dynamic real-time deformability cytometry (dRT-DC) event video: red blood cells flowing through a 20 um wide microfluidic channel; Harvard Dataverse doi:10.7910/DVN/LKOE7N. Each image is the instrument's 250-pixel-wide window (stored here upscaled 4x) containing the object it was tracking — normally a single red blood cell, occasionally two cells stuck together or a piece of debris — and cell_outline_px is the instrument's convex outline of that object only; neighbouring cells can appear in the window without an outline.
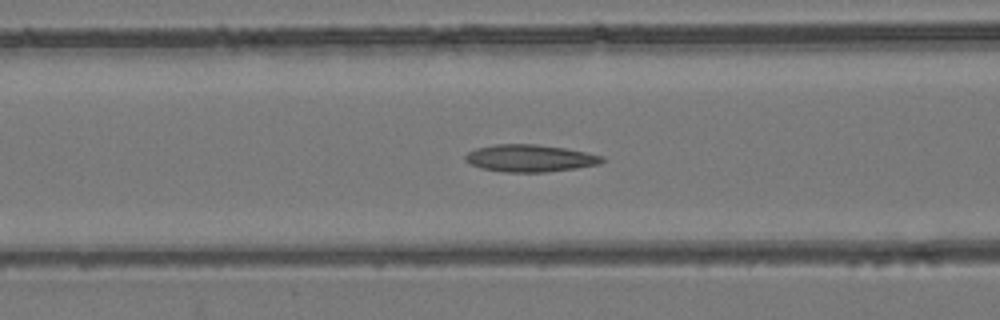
{"species": "common noctule bat (a hibernating species)", "species_latin": "Nyctalus noctula", "temperature_condition": "room temperature", "stored_images_in_passage": 38, "camera_frame_rate_fps": 3000, "um_per_image_px": 0.085, "animal": {"sex": "female", "body_mass_g": 24.6, "forearm_length_mm": 56.2}, "frame": {"image": 1, "passage_image": 11, "time_ms": 3.333, "image_size_px": [1000, 320], "cell_outline_px": [[604, 160], [600, 164], [576, 168], [544, 172], [504, 172], [480, 168], [464, 160], [464, 156], [468, 152], [476, 148], [496, 144], [536, 144], [564, 148], [588, 152], [604, 156]], "centroid_in_image_um": [45.05, 13.44], "position_along_channel_um": 121.5, "area_um2": 21.73}}
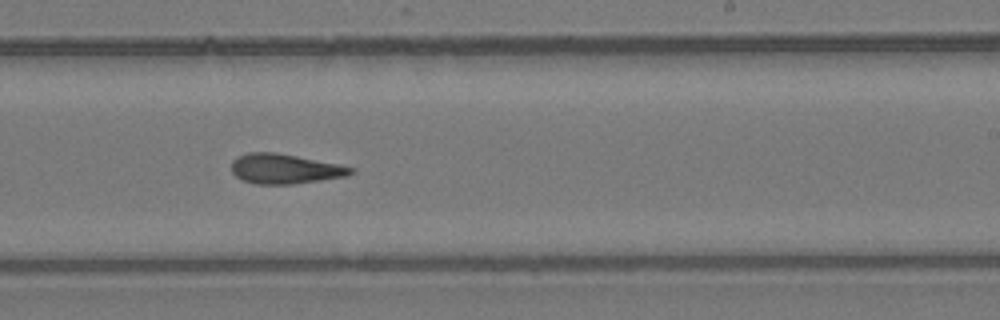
{"frame": {"image": 2, "passage_image": 22, "time_ms": 7.0, "image_size_px": [1000, 320], "cell_outline_px": [[356, 172], [348, 176], [292, 184], [256, 184], [244, 180], [236, 176], [232, 172], [232, 160], [236, 156], [248, 152], [276, 152], [340, 164], [352, 168]], "centroid_in_image_um": [24.21, 14.34], "position_along_channel_um": 264.8, "area_um2": 20.81}}
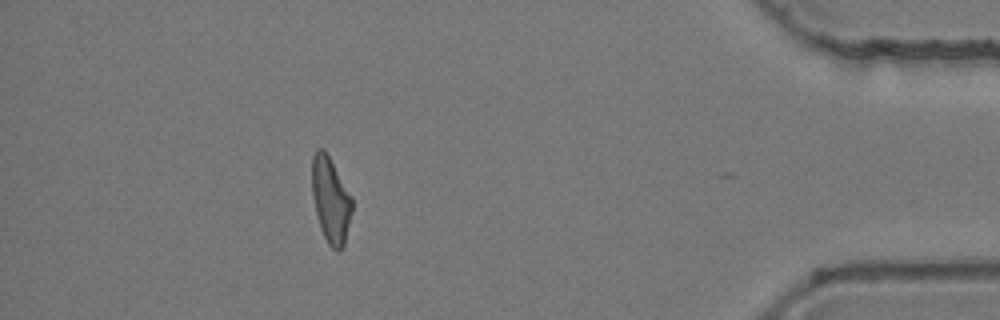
{"frame": {"image": 3, "passage_image": 37, "time_ms": 12.0, "image_size_px": [1000, 320], "cell_outline_px": [[352, 212], [344, 244], [340, 252], [336, 252], [328, 244], [320, 228], [312, 196], [312, 156], [316, 148], [324, 148], [352, 196]], "centroid_in_image_um": [28.1, 16.99], "position_along_channel_um": 407.1, "area_um2": 20.11}, "authors_computed_cell_mechanics": {"area_um2": 20.7502, "velocity_mm_per_s": 3.9135, "shape_relaxation_time_tau1_ms": 10.3892, "shape_relaxation_time_tau2_ms": 4.0768, "deformation_change_tau1": 0.2411, "deformation_change_tau2": 0.1525}}